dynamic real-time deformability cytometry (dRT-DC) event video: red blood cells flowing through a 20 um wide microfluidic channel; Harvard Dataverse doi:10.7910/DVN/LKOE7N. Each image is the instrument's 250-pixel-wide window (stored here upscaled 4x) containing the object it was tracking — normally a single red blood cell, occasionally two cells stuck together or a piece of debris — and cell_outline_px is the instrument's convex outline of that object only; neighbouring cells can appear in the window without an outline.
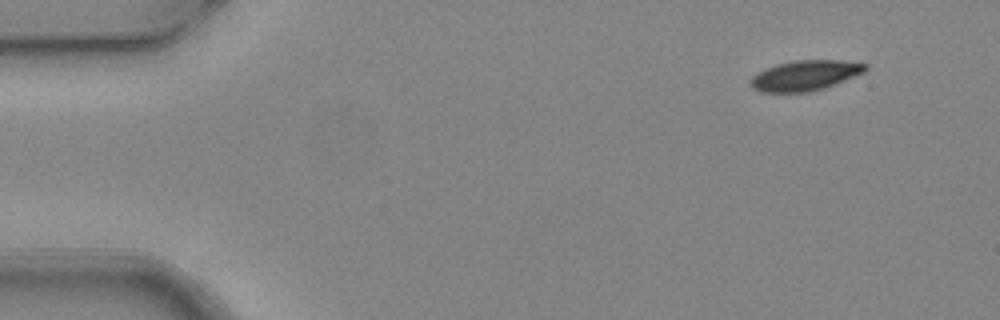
{"species": "common noctule bat (a hibernating species)", "species_latin": "Nyctalus noctula", "temperature_condition": "warm", "stored_images_in_passage": 4, "camera_frame_rate_fps": 3000, "um_per_image_px": 0.085, "animal": {"sex": "female", "body_mass_g": 24.6, "forearm_length_mm": 56.2}, "frame": {"image": 1, "passage_image": 1, "time_ms": 0.0, "image_size_px": [1000, 320], "cell_outline_px": [[868, 68], [864, 72], [824, 88], [808, 92], [760, 92], [752, 88], [748, 84], [748, 80], [756, 72], [764, 68], [776, 64], [796, 60], [840, 60], [868, 64]], "centroid_in_image_um": [68.36, 6.41], "position_along_channel_um": 16.6, "area_um2": 20.4}}
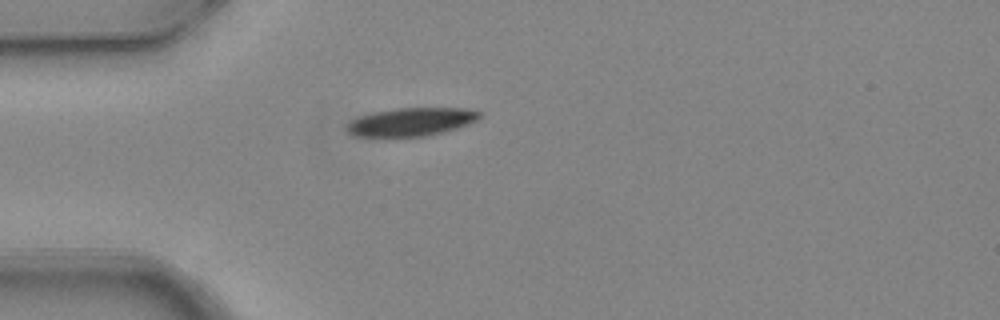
{"frame": {"image": 2, "passage_image": 3, "time_ms": 0.667, "image_size_px": [1000, 320], "cell_outline_px": [[480, 116], [476, 120], [468, 124], [444, 132], [428, 136], [356, 136], [348, 132], [344, 128], [352, 120], [360, 116], [372, 112], [396, 108], [464, 108], [480, 112]], "centroid_in_image_um": [34.94, 10.35], "position_along_channel_um": 50.1, "area_um2": 21.68}}